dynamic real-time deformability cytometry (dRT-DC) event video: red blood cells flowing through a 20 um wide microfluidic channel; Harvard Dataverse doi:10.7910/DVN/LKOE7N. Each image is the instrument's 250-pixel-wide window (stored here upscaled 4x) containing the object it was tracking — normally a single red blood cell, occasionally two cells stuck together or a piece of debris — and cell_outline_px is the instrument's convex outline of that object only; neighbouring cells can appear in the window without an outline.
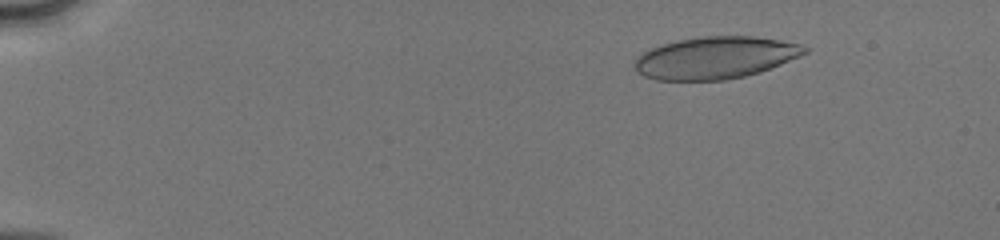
{"species": "human", "species_latin": "Homo sapiens", "temperature_condition": "cold", "stored_images_in_passage": 51, "camera_frame_rate_fps": 3000, "um_per_image_px": 0.085, "donor": {"sex": "male"}, "frame": {"image": 1, "passage_image": 8, "time_ms": 2.333, "image_size_px": [1000, 240], "cell_outline_px": [[808, 52], [800, 56], [760, 72], [744, 76], [724, 80], [656, 80], [644, 76], [636, 72], [632, 64], [636, 56], [660, 44], [676, 40], [700, 36], [752, 36], [800, 44], [808, 48]], "centroid_in_image_um": [60.74, 4.91], "position_along_channel_um": 24.3, "area_um2": 41.85}}
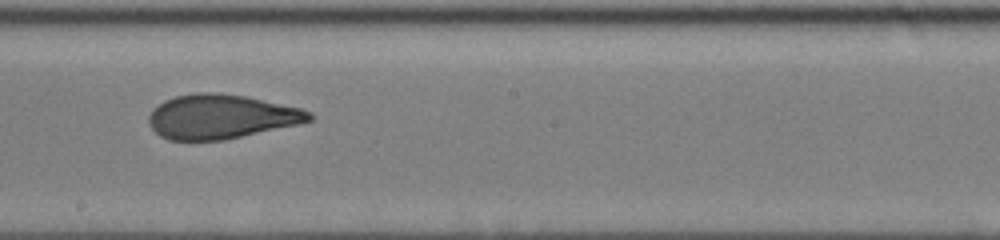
{"frame": {"image": 2, "passage_image": 31, "time_ms": 10.0, "image_size_px": [1000, 240], "cell_outline_px": [[316, 116], [312, 120], [296, 124], [224, 140], [168, 140], [160, 136], [148, 124], [148, 116], [152, 108], [164, 100], [176, 96], [196, 92], [212, 92], [244, 96], [300, 108], [312, 112]], "centroid_in_image_um": [18.74, 9.91], "position_along_channel_um": 229.5, "area_um2": 41.27}}
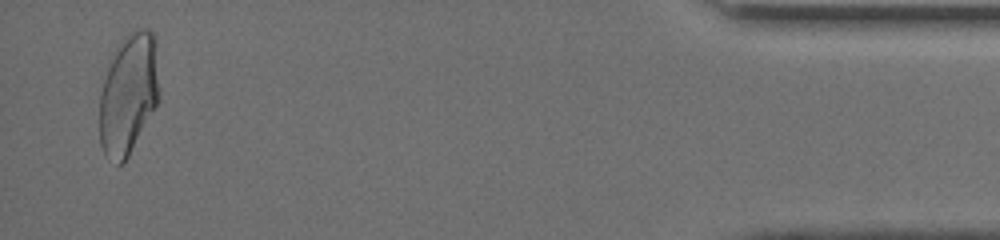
{"frame": {"image": 3, "passage_image": 50, "time_ms": 16.333, "image_size_px": [1000, 240], "cell_outline_px": [[160, 96], [156, 104], [128, 156], [120, 164], [116, 164], [104, 156], [100, 144], [100, 92], [108, 68], [124, 36], [140, 28], [148, 28], [152, 32], [156, 40], [160, 92]], "centroid_in_image_um": [10.94, 7.99], "position_along_channel_um": 424.3, "area_um2": 41.62}, "authors_computed_cell_mechanics": {"area_um2": 41.6738, "velocity_mm_per_s": 4.1433, "shape_relaxation_time_tau1_ms": 7.7941, "shape_relaxation_time_tau2_ms": 0.9162, "deformation_change_tau1": 0.2139, "deformation_change_tau2": 0.0752}}